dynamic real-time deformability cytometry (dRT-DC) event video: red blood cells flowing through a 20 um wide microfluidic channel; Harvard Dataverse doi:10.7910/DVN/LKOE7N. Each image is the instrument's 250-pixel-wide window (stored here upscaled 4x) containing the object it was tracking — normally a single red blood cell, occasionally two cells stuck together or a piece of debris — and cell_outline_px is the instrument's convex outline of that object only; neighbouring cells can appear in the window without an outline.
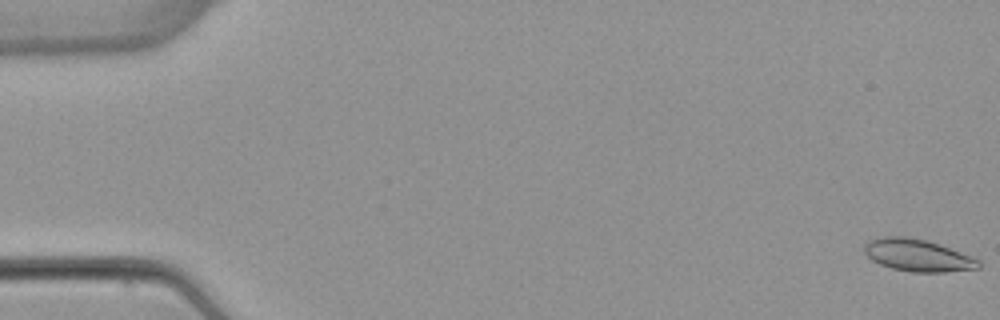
{"species": "common noctule bat (a hibernating species)", "species_latin": "Nyctalus noctula", "temperature_condition": "warm", "stored_images_in_passage": 53, "camera_frame_rate_fps": 3000, "um_per_image_px": 0.085, "animal": {"sex": "female", "body_mass_g": 22.7, "forearm_length_mm": 54.2}, "frame": {"image": 1, "passage_image": 1, "time_ms": 0.0, "image_size_px": [1000, 320], "cell_outline_px": [[980, 268], [944, 272], [912, 272], [892, 268], [880, 264], [872, 260], [864, 252], [864, 244], [868, 240], [884, 236], [904, 236], [928, 240], [940, 244], [972, 256], [980, 260]], "centroid_in_image_um": [78.01, 21.69], "position_along_channel_um": 7.0, "area_um2": 21.56}}
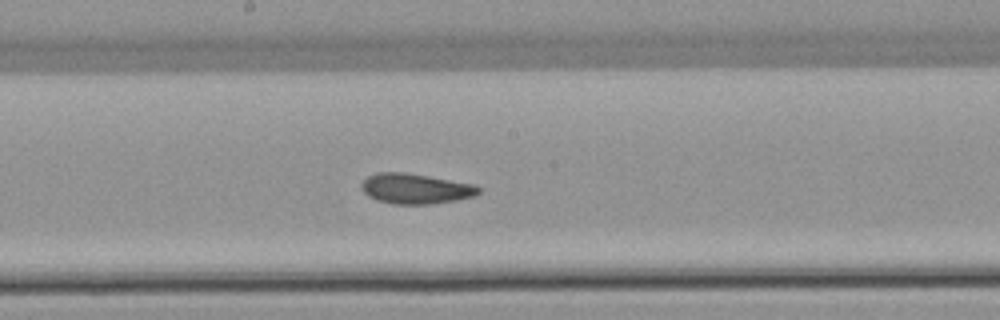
{"frame": {"image": 2, "passage_image": 29, "time_ms": 9.333, "image_size_px": [1000, 320], "cell_outline_px": [[480, 192], [476, 196], [456, 200], [432, 204], [392, 204], [376, 200], [368, 196], [360, 188], [360, 184], [368, 176], [376, 172], [404, 172], [476, 184], [480, 188]], "centroid_in_image_um": [35.32, 16.04], "position_along_channel_um": 212.9, "area_um2": 20.87}}
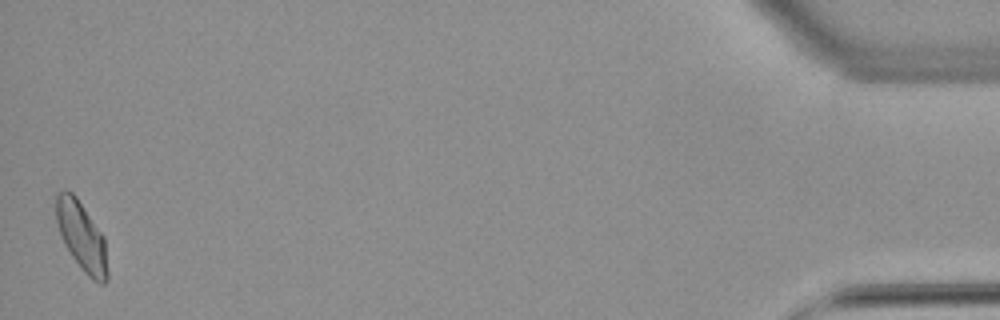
{"frame": {"image": 3, "passage_image": 53, "time_ms": 17.333, "image_size_px": [1000, 320], "cell_outline_px": [[108, 280], [104, 284], [100, 284], [92, 280], [84, 272], [72, 256], [64, 244], [56, 220], [56, 192], [64, 188], [72, 192], [76, 196], [104, 236], [108, 272]], "centroid_in_image_um": [6.94, 20.09], "position_along_channel_um": 428.3, "area_um2": 20.75}, "authors_computed_cell_mechanics": {"area_um2": 20.519, "velocity_mm_per_s": 3.8728, "shape_relaxation_time_tau1_ms": 8.3275, "shape_relaxation_time_tau2_ms": 2.7701, "deformation_change_tau1": 0.1596, "deformation_change_tau2": 0.0789}}